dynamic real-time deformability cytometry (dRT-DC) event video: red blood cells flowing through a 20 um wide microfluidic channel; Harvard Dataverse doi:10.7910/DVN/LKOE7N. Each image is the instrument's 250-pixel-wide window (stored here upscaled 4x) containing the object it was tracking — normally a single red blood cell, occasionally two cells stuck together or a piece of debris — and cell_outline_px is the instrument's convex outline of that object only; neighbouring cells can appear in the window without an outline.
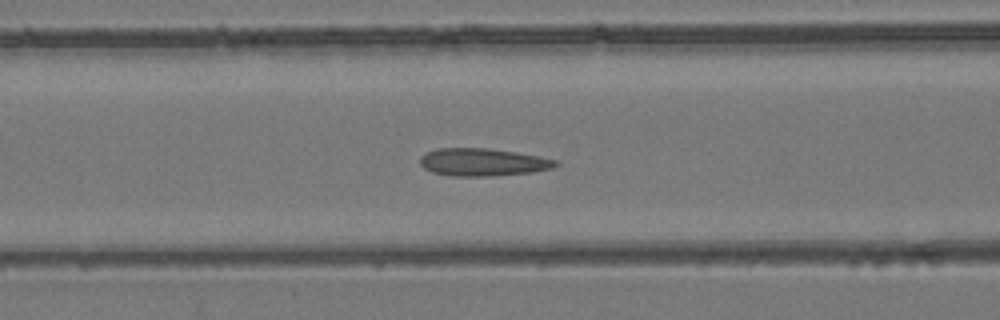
{"species": "common noctule bat (a hibernating species)", "species_latin": "Nyctalus noctula", "temperature_condition": "room temperature", "stored_images_in_passage": 53, "camera_frame_rate_fps": 3000, "um_per_image_px": 0.085, "animal": {"sex": "female", "body_mass_g": 24.6, "forearm_length_mm": 56.2}, "frame": {"image": 1, "passage_image": 22, "time_ms": 7.0, "image_size_px": [1000, 320], "cell_outline_px": [[560, 164], [552, 168], [532, 172], [492, 176], [452, 176], [432, 172], [424, 168], [420, 164], [420, 156], [428, 152], [440, 148], [488, 148], [516, 152], [540, 156], [556, 160]], "centroid_in_image_um": [41.05, 13.78], "position_along_channel_um": 125.6, "area_um2": 21.85}}
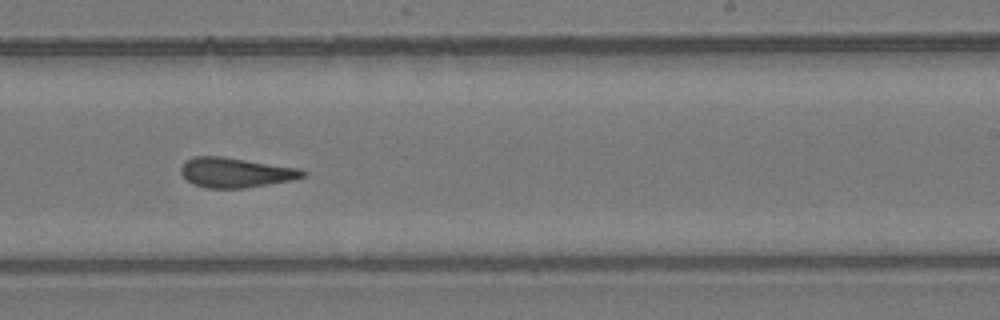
{"frame": {"image": 2, "passage_image": 33, "time_ms": 10.667, "image_size_px": [1000, 320], "cell_outline_px": [[308, 172], [304, 176], [292, 180], [244, 188], [208, 188], [196, 184], [188, 180], [180, 172], [180, 168], [192, 156], [220, 156], [300, 168]], "centroid_in_image_um": [20.06, 14.66], "position_along_channel_um": 268.9, "area_um2": 20.92}}
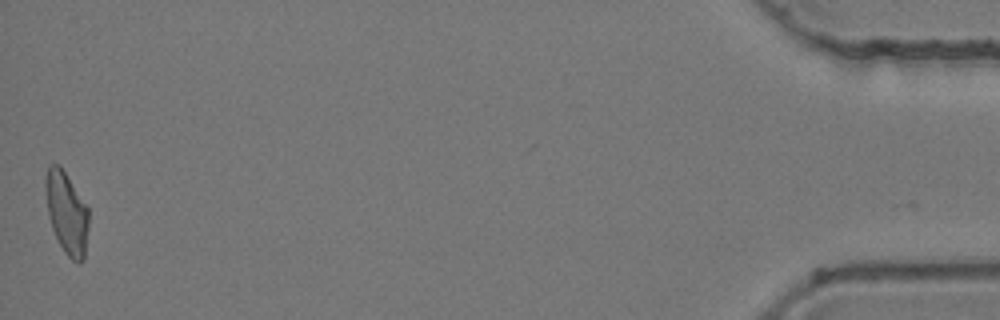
{"frame": {"image": 3, "passage_image": 53, "time_ms": 17.333, "image_size_px": [1000, 320], "cell_outline_px": [[88, 228], [84, 260], [80, 264], [72, 260], [64, 252], [52, 228], [48, 216], [44, 188], [44, 180], [48, 164], [60, 164], [88, 208]], "centroid_in_image_um": [5.64, 18.07], "position_along_channel_um": 429.6, "area_um2": 20.81}, "authors_computed_cell_mechanics": {"area_um2": 21.1548, "velocity_mm_per_s": 3.9168, "shape_relaxation_time_tau1_ms": 6.4412, "shape_relaxation_time_tau2_ms": 1.5512, "deformation_change_tau1": 0.166, "deformation_change_tau2": 0.1106}}